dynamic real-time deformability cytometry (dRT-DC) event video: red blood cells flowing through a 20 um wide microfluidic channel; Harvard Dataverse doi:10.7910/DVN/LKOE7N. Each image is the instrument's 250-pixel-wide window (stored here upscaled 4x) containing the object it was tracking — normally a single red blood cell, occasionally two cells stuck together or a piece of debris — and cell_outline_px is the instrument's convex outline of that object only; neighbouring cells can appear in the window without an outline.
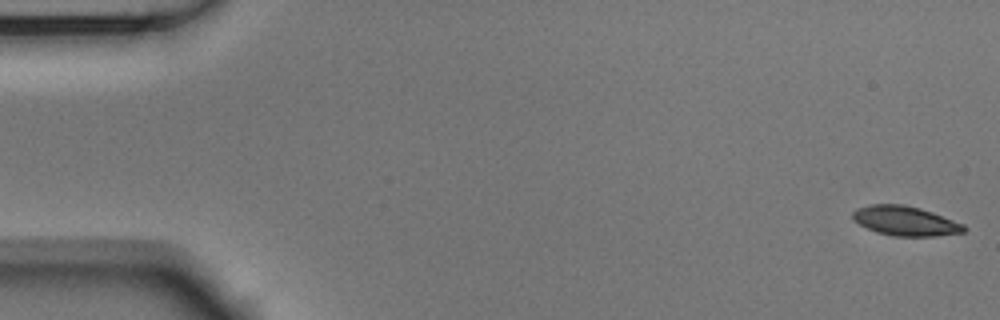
{"species": "Egyptian fruit bat (a non-hibernating species)", "species_latin": "Rousettus aegyptiacus", "temperature_condition": "room temperature", "stored_images_in_passage": 55, "camera_frame_rate_fps": 3000, "um_per_image_px": 0.085, "animal": {"sex": "male"}, "frame": {"image": 1, "passage_image": 1, "time_ms": 0.0, "image_size_px": [1000, 320], "cell_outline_px": [[968, 228], [964, 232], [936, 236], [892, 236], [876, 232], [852, 220], [852, 212], [856, 208], [868, 204], [904, 204], [920, 208], [932, 212], [964, 224]], "centroid_in_image_um": [76.93, 18.77], "position_along_channel_um": 8.1, "area_um2": 19.31}}
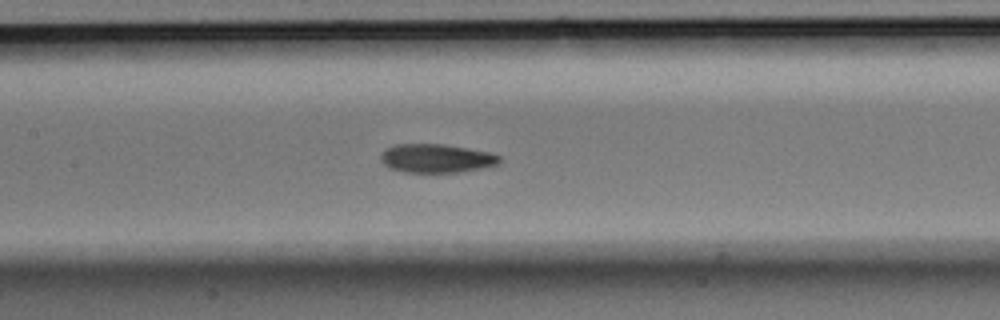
{"frame": {"image": 2, "passage_image": 25, "time_ms": 8.0, "image_size_px": [1000, 320], "cell_outline_px": [[500, 160], [496, 164], [480, 168], [460, 172], [404, 172], [388, 168], [380, 160], [380, 156], [384, 148], [396, 144], [444, 144], [492, 152], [500, 156]], "centroid_in_image_um": [37.04, 13.45], "position_along_channel_um": 170.4, "area_um2": 19.94}}
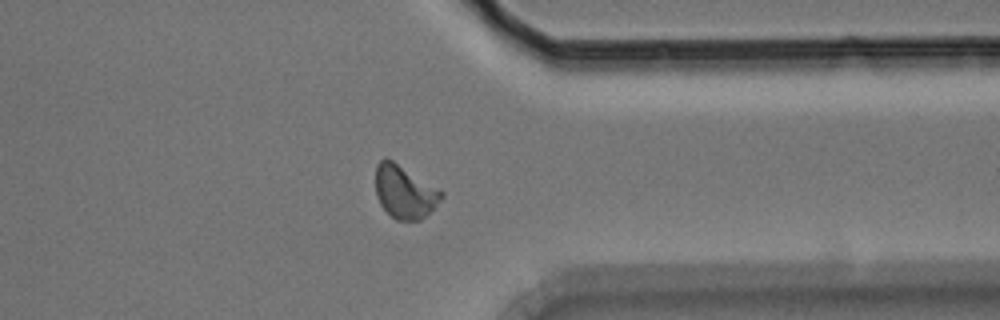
{"frame": {"image": 3, "passage_image": 42, "time_ms": 13.667, "image_size_px": [1000, 320], "cell_outline_px": [[444, 196], [420, 220], [396, 220], [380, 204], [376, 196], [376, 164], [384, 156], [392, 160], [444, 192]], "centroid_in_image_um": [34.36, 16.29], "position_along_channel_um": 377.0, "area_um2": 20.0}, "authors_computed_cell_mechanics": {"area_um2": 19.5942, "velocity_mm_per_s": 3.7359, "shape_relaxation_time_tau1_ms": 4.2151, "shape_relaxation_time_tau2_ms": 2.9408, "deformation_change_tau1": 0.1514, "deformation_change_tau2": 0.0831}}